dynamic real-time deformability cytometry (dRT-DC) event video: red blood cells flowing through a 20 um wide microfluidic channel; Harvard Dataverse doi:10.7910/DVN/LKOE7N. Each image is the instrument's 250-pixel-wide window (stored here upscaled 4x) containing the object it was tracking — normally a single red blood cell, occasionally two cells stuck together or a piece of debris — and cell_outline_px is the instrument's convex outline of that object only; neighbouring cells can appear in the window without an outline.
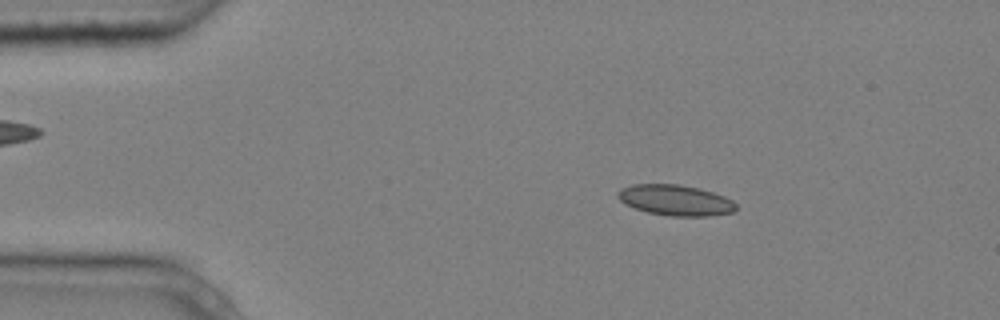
{"species": "common noctule bat (a hibernating species)", "species_latin": "Nyctalus noctula", "temperature_condition": "cold", "stored_images_in_passage": 7, "camera_frame_rate_fps": 3000, "um_per_image_px": 0.085, "animal": {"sex": "male", "body_mass_g": 20.4}, "frame": {"image": 1, "passage_image": 2, "time_ms": 0.333, "image_size_px": [1000, 320], "cell_outline_px": [[736, 208], [732, 212], [708, 216], [668, 216], [648, 212], [636, 208], [620, 200], [616, 196], [616, 192], [620, 188], [632, 184], [680, 184], [700, 188], [724, 196], [732, 200], [736, 204]], "centroid_in_image_um": [57.4, 17.0], "position_along_channel_um": 27.6, "area_um2": 21.15}}
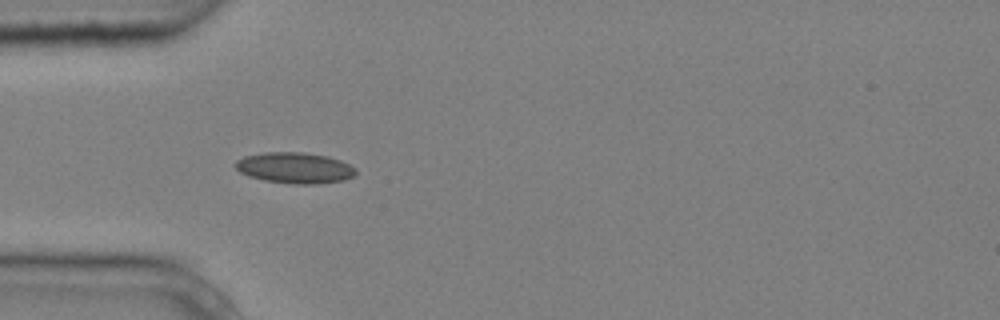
{"frame": {"image": 2, "passage_image": 4, "time_ms": 1.0, "image_size_px": [1000, 320], "cell_outline_px": [[356, 172], [352, 176], [344, 180], [316, 184], [292, 184], [264, 180], [248, 176], [240, 172], [236, 168], [236, 160], [244, 156], [264, 152], [304, 152], [328, 156], [340, 160], [356, 168]], "centroid_in_image_um": [25.05, 14.26], "position_along_channel_um": 60.0, "area_um2": 21.73}}
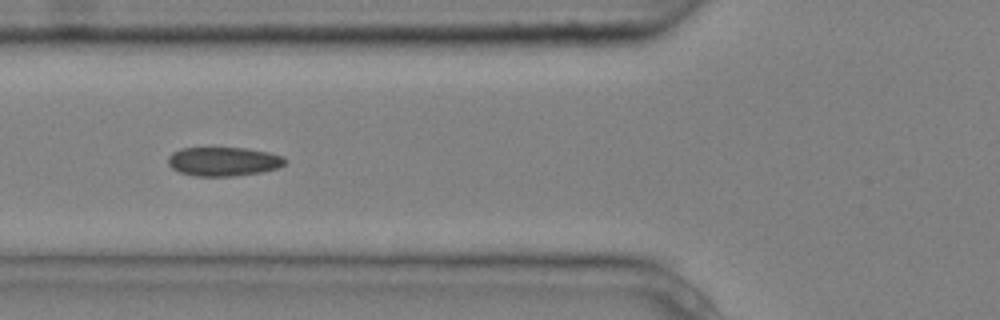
{"frame": {"image": 3, "passage_image": 5, "time_ms": 1.333, "image_size_px": [1000, 320], "cell_outline_px": [[288, 160], [284, 164], [276, 168], [260, 172], [232, 176], [196, 176], [180, 172], [172, 168], [168, 164], [168, 156], [172, 152], [180, 148], [248, 148], [268, 152], [284, 156]], "centroid_in_image_um": [18.99, 13.71], "position_along_channel_um": 106.8, "area_um2": 19.77}}